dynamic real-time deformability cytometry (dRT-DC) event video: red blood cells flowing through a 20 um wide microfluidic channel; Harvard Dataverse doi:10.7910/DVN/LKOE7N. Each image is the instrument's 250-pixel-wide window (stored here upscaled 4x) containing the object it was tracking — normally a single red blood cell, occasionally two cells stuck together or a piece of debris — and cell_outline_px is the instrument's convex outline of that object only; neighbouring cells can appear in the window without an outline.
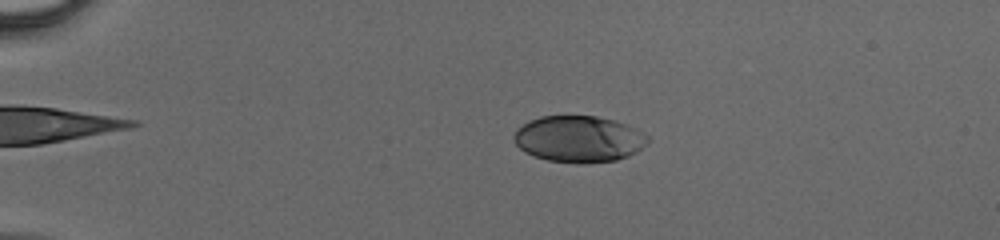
{"species": "human", "species_latin": "Homo sapiens", "temperature_condition": "cold", "stored_images_in_passage": 47, "camera_frame_rate_fps": 3000, "um_per_image_px": 0.085, "donor": {"sex": "male"}, "frame": {"image": 1, "passage_image": 11, "time_ms": 3.333, "image_size_px": [1000, 240], "cell_outline_px": [[648, 144], [636, 152], [628, 156], [616, 160], [588, 164], [576, 164], [548, 160], [524, 152], [512, 140], [512, 136], [516, 128], [528, 120], [540, 116], [596, 116], [628, 124], [644, 132], [648, 136]], "centroid_in_image_um": [49.19, 11.82], "position_along_channel_um": 35.8, "area_um2": 36.76}}
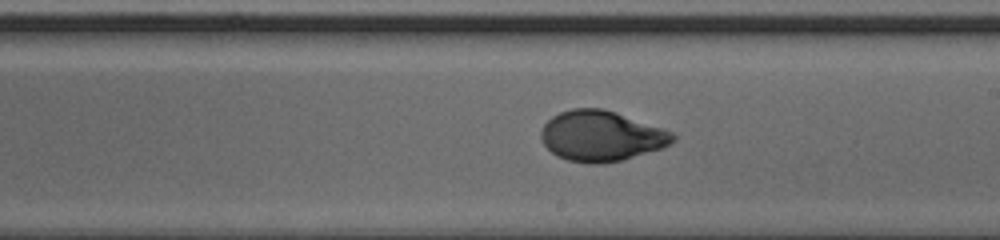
{"frame": {"image": 2, "passage_image": 29, "time_ms": 9.333, "image_size_px": [1000, 240], "cell_outline_px": [[676, 140], [660, 148], [624, 160], [600, 164], [588, 164], [568, 160], [556, 156], [544, 144], [540, 136], [540, 132], [544, 124], [552, 116], [560, 112], [572, 108], [604, 108], [616, 112], [672, 132], [676, 136]], "centroid_in_image_um": [51.07, 11.56], "position_along_channel_um": 237.9, "area_um2": 38.67}}
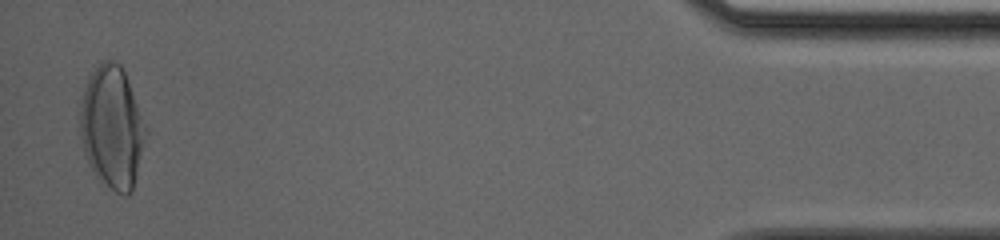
{"frame": {"image": 3, "passage_image": 46, "time_ms": 15.0, "image_size_px": [1000, 240], "cell_outline_px": [[148, 132], [132, 192], [128, 196], [124, 196], [116, 192], [96, 176], [88, 164], [84, 152], [80, 132], [80, 104], [88, 72], [100, 60], [112, 60], [120, 64], [128, 80], [148, 128]], "centroid_in_image_um": [9.53, 10.78], "position_along_channel_um": 425.7, "area_um2": 47.51}}